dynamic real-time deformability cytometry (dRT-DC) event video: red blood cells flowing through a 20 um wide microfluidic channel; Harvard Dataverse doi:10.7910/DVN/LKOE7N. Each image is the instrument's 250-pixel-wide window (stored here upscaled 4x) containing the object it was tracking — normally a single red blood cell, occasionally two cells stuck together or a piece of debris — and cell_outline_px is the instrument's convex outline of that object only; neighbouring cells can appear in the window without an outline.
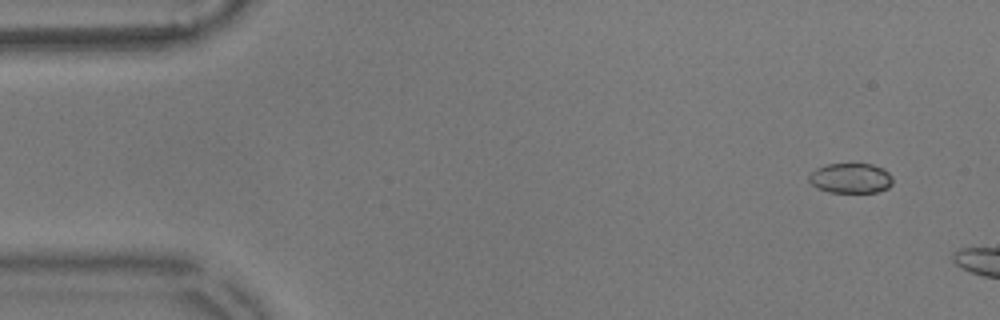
{"species": "common noctule bat (a hibernating species)", "species_latin": "Nyctalus noctula", "temperature_condition": "warm", "stored_images_in_passage": 48, "camera_frame_rate_fps": 3000, "um_per_image_px": 0.085, "animal": {"sex": "male", "body_mass_g": 17.9}, "frame": {"image": 1, "passage_image": 3, "time_ms": 0.667, "image_size_px": [1000, 320], "cell_outline_px": [[892, 184], [888, 188], [876, 192], [828, 192], [816, 188], [808, 180], [808, 176], [816, 168], [828, 164], [872, 164], [884, 168], [892, 176]], "centroid_in_image_um": [72.31, 15.14], "position_along_channel_um": 12.7, "area_um2": 14.74}}
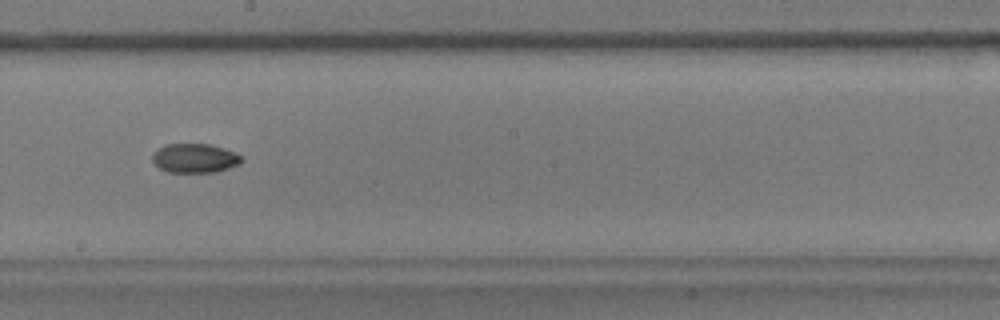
{"frame": {"image": 2, "passage_image": 30, "time_ms": 9.667, "image_size_px": [1000, 320], "cell_outline_px": [[244, 160], [240, 164], [216, 172], [168, 172], [160, 168], [152, 160], [152, 152], [164, 144], [212, 144], [236, 152]], "centroid_in_image_um": [16.56, 13.43], "position_along_channel_um": 231.6, "area_um2": 15.32}}
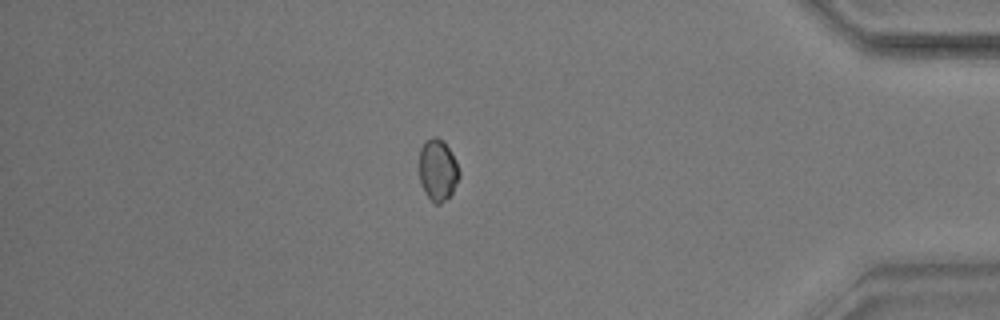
{"frame": {"image": 3, "passage_image": 47, "time_ms": 15.333, "image_size_px": [1000, 320], "cell_outline_px": [[460, 176], [452, 192], [440, 204], [436, 204], [428, 196], [420, 180], [420, 148], [432, 136], [436, 136], [444, 140], [456, 160], [460, 172]], "centroid_in_image_um": [37.24, 14.41], "position_along_channel_um": 398.0, "area_um2": 14.1}}